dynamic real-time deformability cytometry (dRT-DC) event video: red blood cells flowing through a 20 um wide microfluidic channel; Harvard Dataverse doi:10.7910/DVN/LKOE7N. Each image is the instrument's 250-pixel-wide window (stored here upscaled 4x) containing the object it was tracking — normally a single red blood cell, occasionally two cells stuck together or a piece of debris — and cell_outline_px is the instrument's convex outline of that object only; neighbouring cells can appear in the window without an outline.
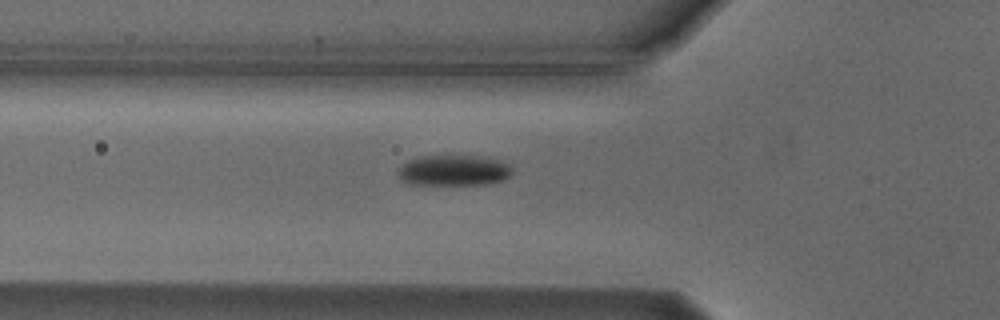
{"species": "Egyptian fruit bat (a non-hibernating species)", "species_latin": "Rousettus aegyptiacus", "temperature_condition": "cold", "stored_images_in_passage": 32, "camera_frame_rate_fps": 3000, "um_per_image_px": 0.085, "animal": {"sex": "male"}, "frame": {"image": 1, "passage_image": 2, "time_ms": 0.333, "image_size_px": [1000, 320], "cell_outline_px": [[512, 172], [504, 180], [484, 184], [408, 184], [396, 176], [396, 168], [400, 164], [416, 156], [488, 156], [500, 160], [508, 164], [512, 168]], "centroid_in_image_um": [38.5, 14.47], "position_along_channel_um": 87.3, "area_um2": 20.81}}
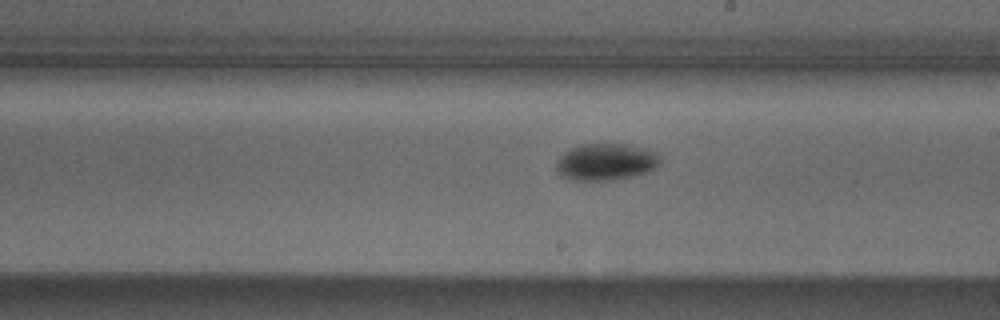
{"frame": {"image": 2, "passage_image": 14, "time_ms": 4.333, "image_size_px": [1000, 320], "cell_outline_px": [[660, 160], [648, 172], [632, 176], [612, 180], [572, 180], [560, 176], [556, 172], [556, 160], [564, 152], [580, 144], [632, 144], [656, 152]], "centroid_in_image_um": [51.44, 13.76], "position_along_channel_um": 237.6, "area_um2": 22.31}}
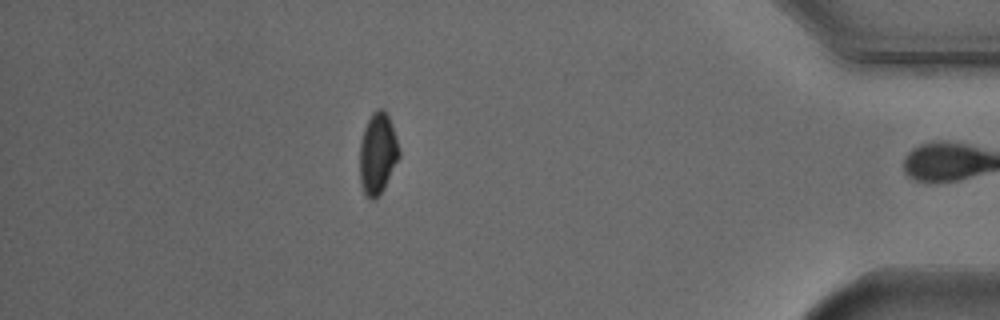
{"frame": {"image": 3, "passage_image": 31, "time_ms": 10.0, "image_size_px": [1000, 320], "cell_outline_px": [[400, 156], [384, 188], [372, 200], [368, 200], [360, 184], [360, 144], [364, 128], [372, 112], [380, 108], [388, 112], [392, 124], [400, 152]], "centroid_in_image_um": [32.1, 13.03], "position_along_channel_um": 403.1, "area_um2": 18.61}}